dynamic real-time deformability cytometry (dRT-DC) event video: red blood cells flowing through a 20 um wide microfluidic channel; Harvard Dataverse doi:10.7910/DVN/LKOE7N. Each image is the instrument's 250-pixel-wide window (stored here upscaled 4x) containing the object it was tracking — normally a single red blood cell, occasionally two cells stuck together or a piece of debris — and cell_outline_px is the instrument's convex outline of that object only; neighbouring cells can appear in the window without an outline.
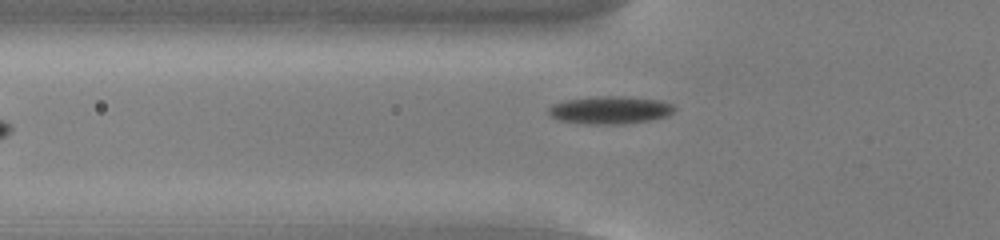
{"species": "common noctule bat (a hibernating species)", "species_latin": "Nyctalus noctula", "temperature_condition": "cold", "stored_images_in_passage": 34, "camera_frame_rate_fps": 3000, "um_per_image_px": 0.085, "animal": {"sex": "male", "body_mass_g": 13.0, "forearm_length_mm": 53.1}, "frame": {"image": 1, "passage_image": 4, "time_ms": 1.0, "image_size_px": [1000, 240], "cell_outline_px": [[676, 108], [668, 116], [648, 120], [624, 124], [588, 124], [560, 120], [552, 116], [548, 112], [548, 108], [552, 104], [564, 100], [600, 96], [624, 96], [660, 100], [672, 104]], "centroid_in_image_um": [51.86, 9.35], "position_along_channel_um": 73.9, "area_um2": 20.29}}
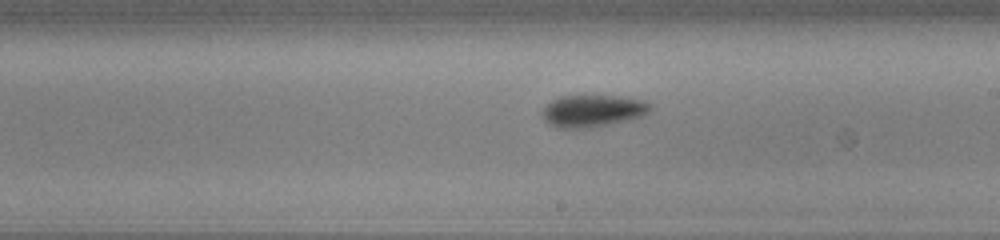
{"frame": {"image": 2, "passage_image": 17, "time_ms": 5.333, "image_size_px": [1000, 240], "cell_outline_px": [[652, 108], [644, 116], [608, 124], [588, 128], [556, 128], [548, 124], [544, 120], [540, 112], [552, 100], [560, 96], [620, 96], [640, 100], [652, 104]], "centroid_in_image_um": [50.35, 9.43], "position_along_channel_um": 238.7, "area_um2": 20.17}}
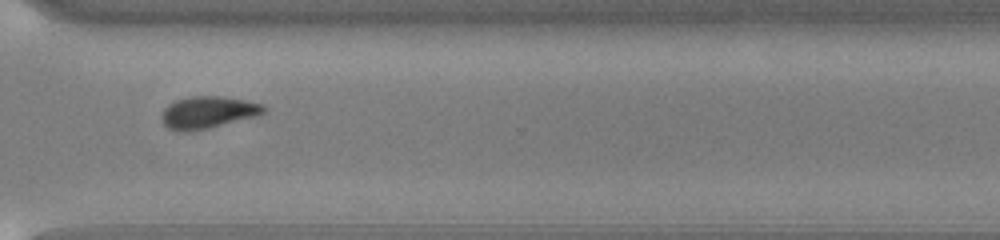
{"frame": {"image": 3, "passage_image": 26, "time_ms": 8.333, "image_size_px": [1000, 240], "cell_outline_px": [[268, 108], [264, 112], [256, 116], [208, 128], [188, 132], [184, 132], [168, 128], [164, 124], [160, 116], [164, 108], [168, 104], [176, 100], [192, 96], [220, 96], [244, 100], [264, 104]], "centroid_in_image_um": [17.66, 9.55], "position_along_channel_um": 352.9, "area_um2": 19.07}, "authors_computed_cell_mechanics": {"area_um2": 19.652, "velocity_mm_per_s": 3.809, "shape_relaxation_time_tau1_ms": 3.5487, "shape_relaxation_time_tau2_ms": null, "deformation_change_tau1": 0.0962, "deformation_change_tau2": null}}